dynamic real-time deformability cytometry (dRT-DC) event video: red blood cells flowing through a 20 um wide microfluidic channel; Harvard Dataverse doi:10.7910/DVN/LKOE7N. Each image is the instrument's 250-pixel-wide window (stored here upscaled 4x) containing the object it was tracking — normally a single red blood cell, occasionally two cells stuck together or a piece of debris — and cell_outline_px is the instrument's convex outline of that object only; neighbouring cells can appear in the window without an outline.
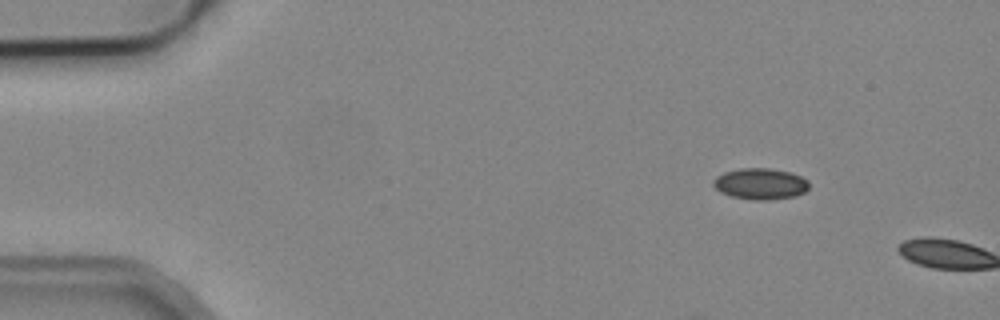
{"species": "common noctule bat (a hibernating species)", "species_latin": "Nyctalus noctula", "temperature_condition": "cold", "stored_images_in_passage": 4, "camera_frame_rate_fps": 3000, "um_per_image_px": 0.085, "animal": {"sex": "male", "body_mass_g": 19.2, "forearm_length_mm": 51.8}, "frame": {"image": 1, "passage_image": 1, "time_ms": 0.0, "image_size_px": [1000, 320], "cell_outline_px": [[808, 188], [804, 192], [796, 196], [772, 200], [752, 200], [732, 196], [720, 192], [712, 184], [712, 180], [716, 176], [724, 172], [740, 168], [772, 168], [792, 172], [808, 180]], "centroid_in_image_um": [64.63, 15.62], "position_along_channel_um": 20.4, "area_um2": 17.63}}